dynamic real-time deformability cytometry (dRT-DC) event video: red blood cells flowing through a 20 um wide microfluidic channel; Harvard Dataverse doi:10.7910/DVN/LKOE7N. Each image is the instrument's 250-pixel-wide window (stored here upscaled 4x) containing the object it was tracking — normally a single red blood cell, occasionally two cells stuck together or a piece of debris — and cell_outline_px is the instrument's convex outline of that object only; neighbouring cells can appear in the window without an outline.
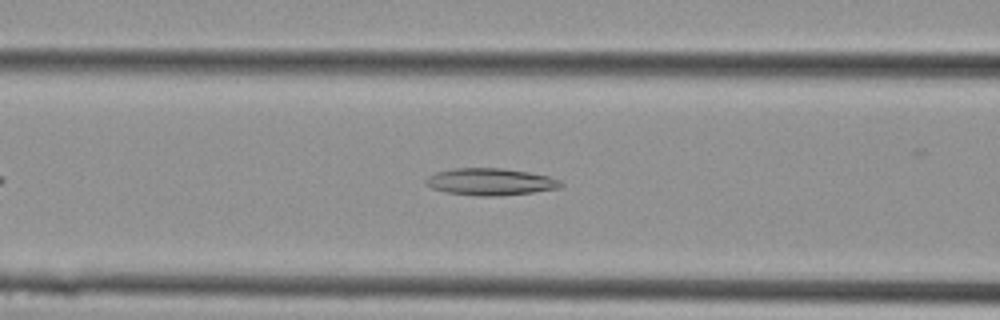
{"species": "Egyptian fruit bat (a non-hibernating species)", "species_latin": "Rousettus aegyptiacus", "temperature_condition": "cold", "stored_images_in_passage": 10, "camera_frame_rate_fps": 3000, "um_per_image_px": 0.085, "animal": {"sex": "female"}, "frame": {"image": 1, "passage_image": 6, "time_ms": 1.667, "image_size_px": [1000, 320], "cell_outline_px": [[564, 184], [560, 188], [532, 192], [496, 196], [476, 196], [448, 192], [432, 188], [424, 184], [424, 180], [428, 176], [436, 172], [452, 168], [500, 168], [528, 172], [548, 176], [560, 180]], "centroid_in_image_um": [41.66, 15.45], "position_along_channel_um": 124.9, "area_um2": 21.21}}
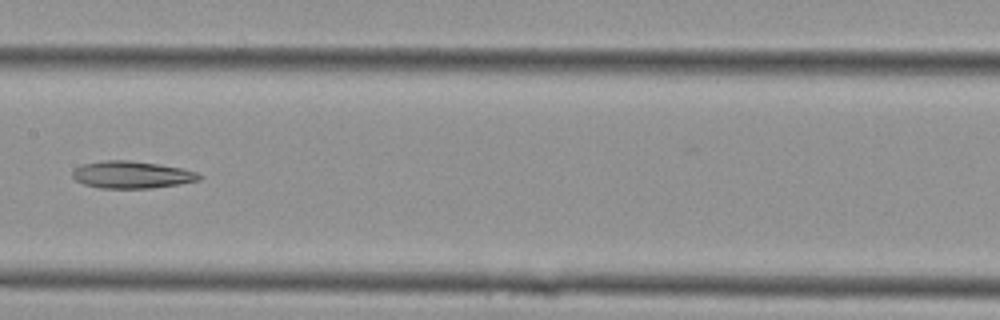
{"frame": {"image": 2, "passage_image": 9, "time_ms": 2.667, "image_size_px": [1000, 320], "cell_outline_px": [[204, 176], [200, 180], [152, 188], [100, 188], [84, 184], [76, 180], [72, 176], [72, 172], [76, 168], [84, 164], [104, 160], [128, 160], [160, 164], [180, 168], [196, 172]], "centroid_in_image_um": [11.21, 14.85], "position_along_channel_um": 196.2, "area_um2": 19.94}}